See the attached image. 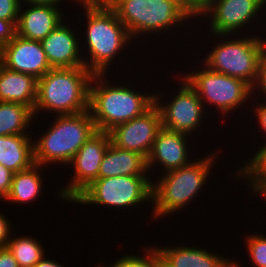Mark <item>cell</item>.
Returning <instances> with one entry per match:
<instances>
[{
    "label": "cell",
    "instance_id": "30bf717a",
    "mask_svg": "<svg viewBox=\"0 0 266 267\" xmlns=\"http://www.w3.org/2000/svg\"><path fill=\"white\" fill-rule=\"evenodd\" d=\"M111 143L109 132L96 131L78 150L69 164L74 176L67 186L59 190L58 197L72 202L94 180L98 179L102 158Z\"/></svg>",
    "mask_w": 266,
    "mask_h": 267
},
{
    "label": "cell",
    "instance_id": "7a4b0ae2",
    "mask_svg": "<svg viewBox=\"0 0 266 267\" xmlns=\"http://www.w3.org/2000/svg\"><path fill=\"white\" fill-rule=\"evenodd\" d=\"M93 76L85 66L49 70L37 81L34 116L42 110L56 112V115H72L89 110Z\"/></svg>",
    "mask_w": 266,
    "mask_h": 267
},
{
    "label": "cell",
    "instance_id": "ab89813d",
    "mask_svg": "<svg viewBox=\"0 0 266 267\" xmlns=\"http://www.w3.org/2000/svg\"><path fill=\"white\" fill-rule=\"evenodd\" d=\"M91 3H108L111 0H84Z\"/></svg>",
    "mask_w": 266,
    "mask_h": 267
},
{
    "label": "cell",
    "instance_id": "e0dca14e",
    "mask_svg": "<svg viewBox=\"0 0 266 267\" xmlns=\"http://www.w3.org/2000/svg\"><path fill=\"white\" fill-rule=\"evenodd\" d=\"M28 8L19 10L17 35L35 41H41L63 22L62 10L59 6L44 4H28ZM22 11V12H21ZM63 15V16H62Z\"/></svg>",
    "mask_w": 266,
    "mask_h": 267
},
{
    "label": "cell",
    "instance_id": "8d00e7d4",
    "mask_svg": "<svg viewBox=\"0 0 266 267\" xmlns=\"http://www.w3.org/2000/svg\"><path fill=\"white\" fill-rule=\"evenodd\" d=\"M34 267H63L61 264L57 263V261H53L51 259H45V256L35 264Z\"/></svg>",
    "mask_w": 266,
    "mask_h": 267
},
{
    "label": "cell",
    "instance_id": "4fadbf2b",
    "mask_svg": "<svg viewBox=\"0 0 266 267\" xmlns=\"http://www.w3.org/2000/svg\"><path fill=\"white\" fill-rule=\"evenodd\" d=\"M265 5L266 0H217L204 17L209 15V20L211 18L212 35L228 38L239 29L243 30L251 20L253 22Z\"/></svg>",
    "mask_w": 266,
    "mask_h": 267
},
{
    "label": "cell",
    "instance_id": "6da1fadb",
    "mask_svg": "<svg viewBox=\"0 0 266 267\" xmlns=\"http://www.w3.org/2000/svg\"><path fill=\"white\" fill-rule=\"evenodd\" d=\"M106 76L94 74L90 83L89 111L96 130L109 132L118 124L141 116L155 104L154 93L136 92L126 85H111Z\"/></svg>",
    "mask_w": 266,
    "mask_h": 267
},
{
    "label": "cell",
    "instance_id": "4316f807",
    "mask_svg": "<svg viewBox=\"0 0 266 267\" xmlns=\"http://www.w3.org/2000/svg\"><path fill=\"white\" fill-rule=\"evenodd\" d=\"M246 246L252 265L266 267V237L264 235H247Z\"/></svg>",
    "mask_w": 266,
    "mask_h": 267
},
{
    "label": "cell",
    "instance_id": "277c9868",
    "mask_svg": "<svg viewBox=\"0 0 266 267\" xmlns=\"http://www.w3.org/2000/svg\"><path fill=\"white\" fill-rule=\"evenodd\" d=\"M213 155V156H212ZM216 153L164 172L162 177L152 182L153 218L163 217L184 209L207 183ZM155 183V184H154Z\"/></svg>",
    "mask_w": 266,
    "mask_h": 267
},
{
    "label": "cell",
    "instance_id": "f35d334b",
    "mask_svg": "<svg viewBox=\"0 0 266 267\" xmlns=\"http://www.w3.org/2000/svg\"><path fill=\"white\" fill-rule=\"evenodd\" d=\"M257 195L266 199V185L257 193Z\"/></svg>",
    "mask_w": 266,
    "mask_h": 267
},
{
    "label": "cell",
    "instance_id": "1f68e13d",
    "mask_svg": "<svg viewBox=\"0 0 266 267\" xmlns=\"http://www.w3.org/2000/svg\"><path fill=\"white\" fill-rule=\"evenodd\" d=\"M14 172L0 164V199L7 197L11 189Z\"/></svg>",
    "mask_w": 266,
    "mask_h": 267
},
{
    "label": "cell",
    "instance_id": "603a6c76",
    "mask_svg": "<svg viewBox=\"0 0 266 267\" xmlns=\"http://www.w3.org/2000/svg\"><path fill=\"white\" fill-rule=\"evenodd\" d=\"M34 117L33 110L26 105L0 102V136L28 135L25 131Z\"/></svg>",
    "mask_w": 266,
    "mask_h": 267
},
{
    "label": "cell",
    "instance_id": "f1b7e54d",
    "mask_svg": "<svg viewBox=\"0 0 266 267\" xmlns=\"http://www.w3.org/2000/svg\"><path fill=\"white\" fill-rule=\"evenodd\" d=\"M20 0H0V19L18 21Z\"/></svg>",
    "mask_w": 266,
    "mask_h": 267
},
{
    "label": "cell",
    "instance_id": "74e56055",
    "mask_svg": "<svg viewBox=\"0 0 266 267\" xmlns=\"http://www.w3.org/2000/svg\"><path fill=\"white\" fill-rule=\"evenodd\" d=\"M156 267H173L158 252L156 247Z\"/></svg>",
    "mask_w": 266,
    "mask_h": 267
},
{
    "label": "cell",
    "instance_id": "2e32d148",
    "mask_svg": "<svg viewBox=\"0 0 266 267\" xmlns=\"http://www.w3.org/2000/svg\"><path fill=\"white\" fill-rule=\"evenodd\" d=\"M188 136L162 127L147 156L148 170L156 166L157 162L158 165H162L164 172L189 164L192 160H189V146L186 138Z\"/></svg>",
    "mask_w": 266,
    "mask_h": 267
},
{
    "label": "cell",
    "instance_id": "83f0119b",
    "mask_svg": "<svg viewBox=\"0 0 266 267\" xmlns=\"http://www.w3.org/2000/svg\"><path fill=\"white\" fill-rule=\"evenodd\" d=\"M217 0H180L183 10L195 19L204 14L216 3Z\"/></svg>",
    "mask_w": 266,
    "mask_h": 267
},
{
    "label": "cell",
    "instance_id": "7402d4cb",
    "mask_svg": "<svg viewBox=\"0 0 266 267\" xmlns=\"http://www.w3.org/2000/svg\"><path fill=\"white\" fill-rule=\"evenodd\" d=\"M40 168L42 165L35 163L29 169L14 173L10 192L5 200L20 204L37 200L43 185L42 176L39 174Z\"/></svg>",
    "mask_w": 266,
    "mask_h": 267
},
{
    "label": "cell",
    "instance_id": "ffe728a7",
    "mask_svg": "<svg viewBox=\"0 0 266 267\" xmlns=\"http://www.w3.org/2000/svg\"><path fill=\"white\" fill-rule=\"evenodd\" d=\"M159 254L173 267H240L235 260L189 246L159 247Z\"/></svg>",
    "mask_w": 266,
    "mask_h": 267
},
{
    "label": "cell",
    "instance_id": "52a82bcc",
    "mask_svg": "<svg viewBox=\"0 0 266 267\" xmlns=\"http://www.w3.org/2000/svg\"><path fill=\"white\" fill-rule=\"evenodd\" d=\"M232 37L219 41L213 50L206 55L203 61L204 67L217 73L242 79L251 87L257 78L258 63L263 55V38ZM232 39V40H231Z\"/></svg>",
    "mask_w": 266,
    "mask_h": 267
},
{
    "label": "cell",
    "instance_id": "44dd1931",
    "mask_svg": "<svg viewBox=\"0 0 266 267\" xmlns=\"http://www.w3.org/2000/svg\"><path fill=\"white\" fill-rule=\"evenodd\" d=\"M31 138L30 135L0 136V164L14 173L35 164Z\"/></svg>",
    "mask_w": 266,
    "mask_h": 267
},
{
    "label": "cell",
    "instance_id": "e575fe53",
    "mask_svg": "<svg viewBox=\"0 0 266 267\" xmlns=\"http://www.w3.org/2000/svg\"><path fill=\"white\" fill-rule=\"evenodd\" d=\"M263 103V104H262ZM254 112L256 114V118L258 119V125L262 128L266 135V103L260 102V104L255 107Z\"/></svg>",
    "mask_w": 266,
    "mask_h": 267
},
{
    "label": "cell",
    "instance_id": "8fae6325",
    "mask_svg": "<svg viewBox=\"0 0 266 267\" xmlns=\"http://www.w3.org/2000/svg\"><path fill=\"white\" fill-rule=\"evenodd\" d=\"M181 88L168 104L160 103V94H155V105L161 115L162 127L179 133L190 134L200 129L204 119V105L196 91L183 78ZM172 101V102H171Z\"/></svg>",
    "mask_w": 266,
    "mask_h": 267
},
{
    "label": "cell",
    "instance_id": "d6a6232c",
    "mask_svg": "<svg viewBox=\"0 0 266 267\" xmlns=\"http://www.w3.org/2000/svg\"><path fill=\"white\" fill-rule=\"evenodd\" d=\"M9 219L0 213V248L7 247L8 241L10 239L11 227L9 224Z\"/></svg>",
    "mask_w": 266,
    "mask_h": 267
},
{
    "label": "cell",
    "instance_id": "d4e9b609",
    "mask_svg": "<svg viewBox=\"0 0 266 267\" xmlns=\"http://www.w3.org/2000/svg\"><path fill=\"white\" fill-rule=\"evenodd\" d=\"M242 166L234 176L244 178V181H247L252 186L253 192L257 194L266 185V144L262 145L254 156H251L249 162Z\"/></svg>",
    "mask_w": 266,
    "mask_h": 267
},
{
    "label": "cell",
    "instance_id": "9c48e42d",
    "mask_svg": "<svg viewBox=\"0 0 266 267\" xmlns=\"http://www.w3.org/2000/svg\"><path fill=\"white\" fill-rule=\"evenodd\" d=\"M202 69L182 76L196 91L203 104H212L219 113L226 115L251 98L252 87L242 79L217 73L206 67Z\"/></svg>",
    "mask_w": 266,
    "mask_h": 267
},
{
    "label": "cell",
    "instance_id": "4dcf8cb0",
    "mask_svg": "<svg viewBox=\"0 0 266 267\" xmlns=\"http://www.w3.org/2000/svg\"><path fill=\"white\" fill-rule=\"evenodd\" d=\"M254 90H260L266 97V56L264 54L258 63L257 78L252 86V94L255 93Z\"/></svg>",
    "mask_w": 266,
    "mask_h": 267
},
{
    "label": "cell",
    "instance_id": "60d3db41",
    "mask_svg": "<svg viewBox=\"0 0 266 267\" xmlns=\"http://www.w3.org/2000/svg\"><path fill=\"white\" fill-rule=\"evenodd\" d=\"M264 52L263 54L266 56V39L263 40Z\"/></svg>",
    "mask_w": 266,
    "mask_h": 267
},
{
    "label": "cell",
    "instance_id": "cb8c5ba5",
    "mask_svg": "<svg viewBox=\"0 0 266 267\" xmlns=\"http://www.w3.org/2000/svg\"><path fill=\"white\" fill-rule=\"evenodd\" d=\"M9 239L7 247L18 262L19 267H34L44 257L43 246L33 237L20 236ZM33 238V239H32Z\"/></svg>",
    "mask_w": 266,
    "mask_h": 267
},
{
    "label": "cell",
    "instance_id": "484cf974",
    "mask_svg": "<svg viewBox=\"0 0 266 267\" xmlns=\"http://www.w3.org/2000/svg\"><path fill=\"white\" fill-rule=\"evenodd\" d=\"M142 257L138 255L121 256L109 267H156V247L144 248Z\"/></svg>",
    "mask_w": 266,
    "mask_h": 267
},
{
    "label": "cell",
    "instance_id": "d6986e66",
    "mask_svg": "<svg viewBox=\"0 0 266 267\" xmlns=\"http://www.w3.org/2000/svg\"><path fill=\"white\" fill-rule=\"evenodd\" d=\"M37 81L32 75L11 71L0 64V102L21 103L34 111Z\"/></svg>",
    "mask_w": 266,
    "mask_h": 267
},
{
    "label": "cell",
    "instance_id": "836d02e7",
    "mask_svg": "<svg viewBox=\"0 0 266 267\" xmlns=\"http://www.w3.org/2000/svg\"><path fill=\"white\" fill-rule=\"evenodd\" d=\"M0 267H19L8 247L0 248Z\"/></svg>",
    "mask_w": 266,
    "mask_h": 267
},
{
    "label": "cell",
    "instance_id": "d590c367",
    "mask_svg": "<svg viewBox=\"0 0 266 267\" xmlns=\"http://www.w3.org/2000/svg\"><path fill=\"white\" fill-rule=\"evenodd\" d=\"M22 1V0H20ZM75 1V0H74ZM78 0H76L77 2ZM25 2L26 4H44V5H55V6H60L59 3L61 0H23L21 4Z\"/></svg>",
    "mask_w": 266,
    "mask_h": 267
},
{
    "label": "cell",
    "instance_id": "f546056e",
    "mask_svg": "<svg viewBox=\"0 0 266 267\" xmlns=\"http://www.w3.org/2000/svg\"><path fill=\"white\" fill-rule=\"evenodd\" d=\"M17 23L18 21L0 19V48L16 36Z\"/></svg>",
    "mask_w": 266,
    "mask_h": 267
},
{
    "label": "cell",
    "instance_id": "7c38bea8",
    "mask_svg": "<svg viewBox=\"0 0 266 267\" xmlns=\"http://www.w3.org/2000/svg\"><path fill=\"white\" fill-rule=\"evenodd\" d=\"M161 128L160 111L154 104L141 116L118 124L109 133L116 147L138 152L147 158Z\"/></svg>",
    "mask_w": 266,
    "mask_h": 267
},
{
    "label": "cell",
    "instance_id": "ba28073f",
    "mask_svg": "<svg viewBox=\"0 0 266 267\" xmlns=\"http://www.w3.org/2000/svg\"><path fill=\"white\" fill-rule=\"evenodd\" d=\"M147 175L98 178L85 188L72 202L81 205H107L131 208L152 201V182Z\"/></svg>",
    "mask_w": 266,
    "mask_h": 267
},
{
    "label": "cell",
    "instance_id": "ac0fdd59",
    "mask_svg": "<svg viewBox=\"0 0 266 267\" xmlns=\"http://www.w3.org/2000/svg\"><path fill=\"white\" fill-rule=\"evenodd\" d=\"M147 158L135 151L109 144L99 167L98 178L149 175Z\"/></svg>",
    "mask_w": 266,
    "mask_h": 267
},
{
    "label": "cell",
    "instance_id": "3957f363",
    "mask_svg": "<svg viewBox=\"0 0 266 267\" xmlns=\"http://www.w3.org/2000/svg\"><path fill=\"white\" fill-rule=\"evenodd\" d=\"M78 2L83 5L87 19L85 44L90 57L88 61L84 59L85 67L93 74H106L115 55L127 47L132 37L107 3Z\"/></svg>",
    "mask_w": 266,
    "mask_h": 267
},
{
    "label": "cell",
    "instance_id": "5bb4252c",
    "mask_svg": "<svg viewBox=\"0 0 266 267\" xmlns=\"http://www.w3.org/2000/svg\"><path fill=\"white\" fill-rule=\"evenodd\" d=\"M0 64L11 71L29 74L36 79L52 69L41 42L17 34L0 48Z\"/></svg>",
    "mask_w": 266,
    "mask_h": 267
},
{
    "label": "cell",
    "instance_id": "8992f818",
    "mask_svg": "<svg viewBox=\"0 0 266 267\" xmlns=\"http://www.w3.org/2000/svg\"><path fill=\"white\" fill-rule=\"evenodd\" d=\"M107 4L133 39L144 33H164L170 26L190 21L180 0H111Z\"/></svg>",
    "mask_w": 266,
    "mask_h": 267
},
{
    "label": "cell",
    "instance_id": "9a60e30c",
    "mask_svg": "<svg viewBox=\"0 0 266 267\" xmlns=\"http://www.w3.org/2000/svg\"><path fill=\"white\" fill-rule=\"evenodd\" d=\"M71 28V25L61 22L47 37L40 41L51 68L85 66V56L81 55V46L78 42L80 40Z\"/></svg>",
    "mask_w": 266,
    "mask_h": 267
},
{
    "label": "cell",
    "instance_id": "5b68a950",
    "mask_svg": "<svg viewBox=\"0 0 266 267\" xmlns=\"http://www.w3.org/2000/svg\"><path fill=\"white\" fill-rule=\"evenodd\" d=\"M45 134L33 143L34 162L69 164L80 147L97 131L89 110L72 115H55Z\"/></svg>",
    "mask_w": 266,
    "mask_h": 267
}]
</instances>
